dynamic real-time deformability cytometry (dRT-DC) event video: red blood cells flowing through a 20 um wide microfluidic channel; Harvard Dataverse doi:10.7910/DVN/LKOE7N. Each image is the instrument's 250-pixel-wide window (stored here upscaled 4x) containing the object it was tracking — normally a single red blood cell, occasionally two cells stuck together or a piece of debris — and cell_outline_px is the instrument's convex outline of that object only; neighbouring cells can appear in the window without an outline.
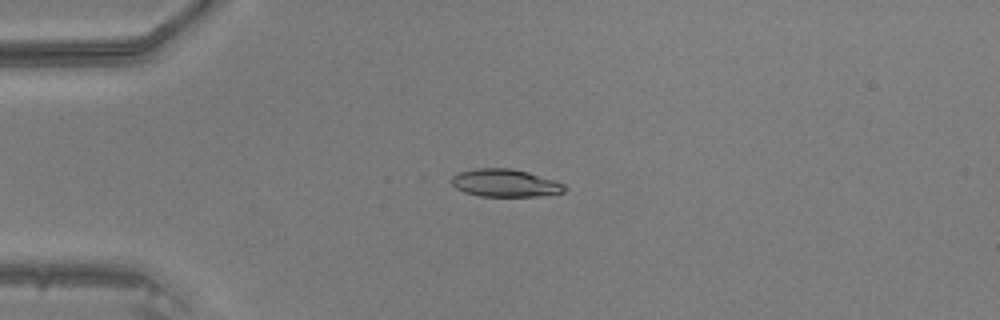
{"species": "common noctule bat (a hibernating species)", "species_latin": "Nyctalus noctula", "temperature_condition": "warm", "stored_images_in_passage": 48, "camera_frame_rate_fps": 3000, "um_per_image_px": 0.085, "animal": {"sex": "male", "body_mass_g": 20.5, "forearm_length_mm": 52.5}, "frame": {"image": 1, "passage_image": 13, "time_ms": 4.0, "image_size_px": [1000, 320], "cell_outline_px": [[568, 188], [564, 192], [536, 196], [480, 196], [464, 192], [456, 188], [452, 184], [452, 176], [460, 172], [476, 168], [512, 168], [528, 172], [556, 180], [564, 184]], "centroid_in_image_um": [42.96, 15.55], "position_along_channel_um": 42.0, "area_um2": 18.26}}
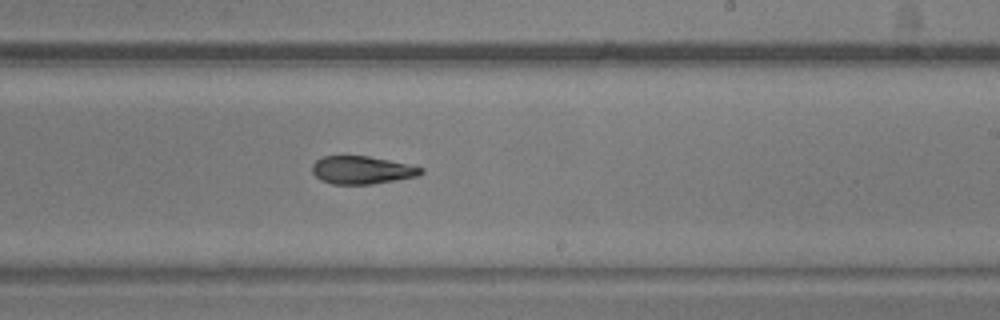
{"frame": {"image": 2, "passage_image": 30, "time_ms": 9.667, "image_size_px": [1000, 320], "cell_outline_px": [[424, 172], [416, 176], [372, 184], [332, 184], [320, 180], [312, 172], [312, 164], [316, 160], [324, 156], [368, 156], [408, 164], [424, 168]], "centroid_in_image_um": [30.74, 14.45], "position_along_channel_um": 258.3, "area_um2": 17.57}}
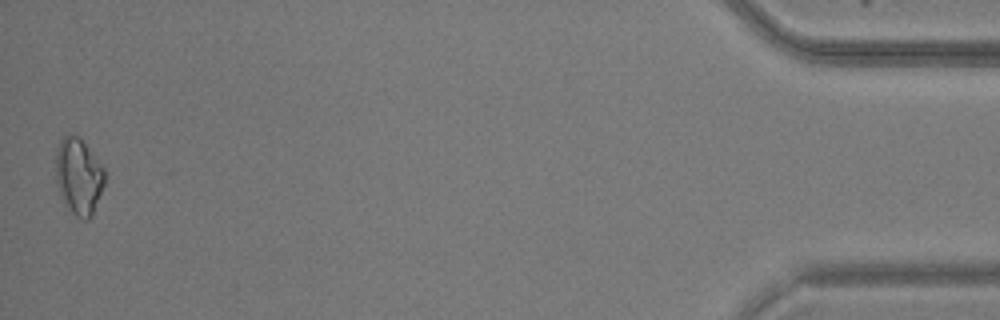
{"frame": {"image": 3, "passage_image": 48, "time_ms": 15.667, "image_size_px": [1000, 320], "cell_outline_px": [[108, 176], [92, 216], [88, 220], [80, 220], [64, 204], [60, 196], [56, 180], [56, 148], [60, 140], [64, 136], [80, 136], [104, 168]], "centroid_in_image_um": [6.71, 15.01], "position_along_channel_um": 428.5, "area_um2": 22.2}}